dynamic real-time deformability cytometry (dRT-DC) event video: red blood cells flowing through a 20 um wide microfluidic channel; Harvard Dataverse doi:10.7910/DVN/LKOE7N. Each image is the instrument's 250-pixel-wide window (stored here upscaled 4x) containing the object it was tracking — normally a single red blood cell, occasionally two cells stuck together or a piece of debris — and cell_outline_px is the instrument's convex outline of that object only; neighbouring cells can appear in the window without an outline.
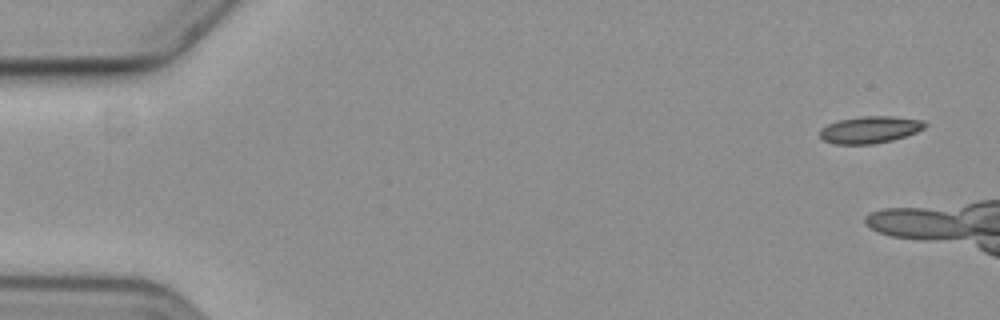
{"species": "common noctule bat (a hibernating species)", "species_latin": "Nyctalus noctula", "temperature_condition": "cold", "stored_images_in_passage": 4, "camera_frame_rate_fps": 3000, "um_per_image_px": 0.085, "animal": {"sex": "female", "body_mass_g": 19.3, "forearm_length_mm": 54.1}, "frame": {"image": 1, "passage_image": 1, "time_ms": 0.0, "image_size_px": [1000, 320], "cell_outline_px": [[928, 124], [924, 128], [916, 132], [892, 140], [876, 144], [832, 144], [824, 140], [820, 136], [820, 128], [836, 120], [860, 116], [892, 116], [924, 120]], "centroid_in_image_um": [73.93, 11.02], "position_along_channel_um": 11.1, "area_um2": 16.7}}